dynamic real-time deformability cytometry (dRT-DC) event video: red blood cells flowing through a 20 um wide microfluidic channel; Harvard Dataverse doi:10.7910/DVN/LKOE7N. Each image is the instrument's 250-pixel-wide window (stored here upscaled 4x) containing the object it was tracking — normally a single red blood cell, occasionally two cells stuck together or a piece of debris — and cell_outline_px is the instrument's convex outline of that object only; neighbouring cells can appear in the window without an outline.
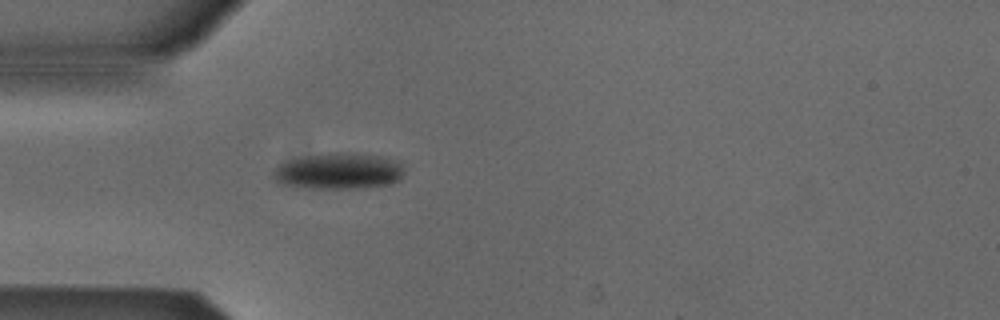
{"species": "Egyptian fruit bat (a non-hibernating species)", "species_latin": "Rousettus aegyptiacus", "temperature_condition": "cold", "stored_images_in_passage": 45, "camera_frame_rate_fps": 3000, "um_per_image_px": 0.085, "animal": {"sex": "male"}, "frame": {"image": 1, "passage_image": 7, "time_ms": 2.0, "image_size_px": [1000, 320], "cell_outline_px": [[404, 172], [400, 180], [392, 184], [356, 188], [308, 188], [276, 184], [272, 176], [272, 172], [284, 160], [328, 152], [340, 152], [380, 156], [400, 164]], "centroid_in_image_um": [28.7, 14.55], "position_along_channel_um": 56.3, "area_um2": 27.74}}
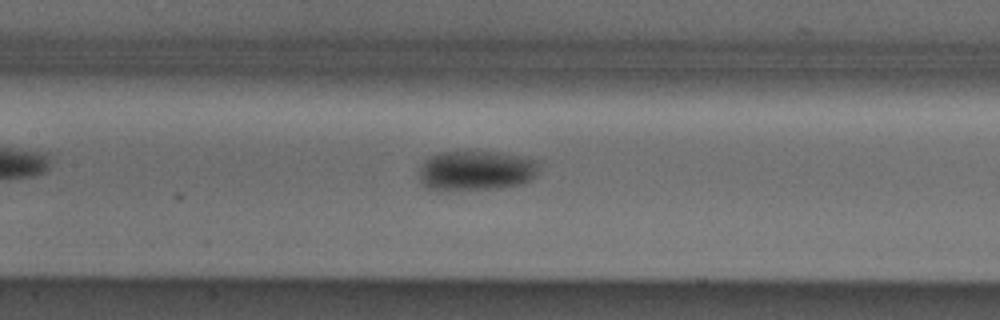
{"frame": {"image": 2, "passage_image": 16, "time_ms": 5.0, "image_size_px": [1000, 320], "cell_outline_px": [[536, 176], [532, 180], [524, 184], [496, 188], [436, 192], [428, 188], [420, 180], [420, 168], [424, 160], [440, 152], [500, 152], [520, 156], [536, 160]], "centroid_in_image_um": [40.44, 14.53], "position_along_channel_um": 167.0, "area_um2": 28.09}}
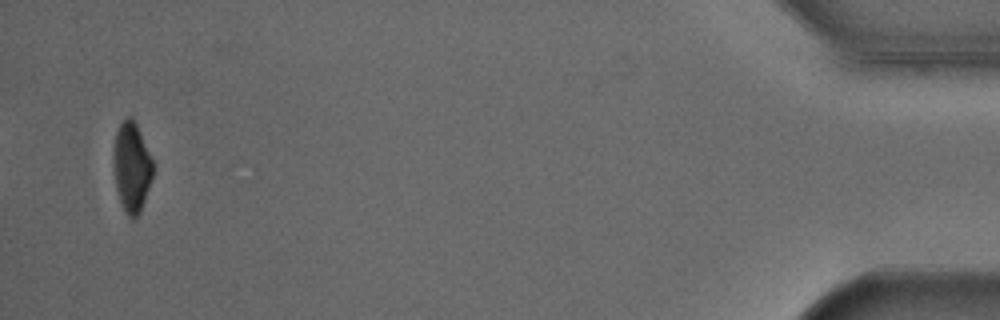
{"frame": {"image": 3, "passage_image": 43, "time_ms": 14.0, "image_size_px": [1000, 320], "cell_outline_px": [[152, 180], [140, 212], [132, 220], [124, 212], [116, 188], [112, 168], [112, 156], [116, 132], [120, 124], [128, 116], [132, 116], [136, 124], [152, 160]], "centroid_in_image_um": [11.16, 14.23], "position_along_channel_um": 424.0, "area_um2": 20.63}, "authors_computed_cell_mechanics": {"area_um2": 26.01, "velocity_mm_per_s": 3.85, "shape_relaxation_time_tau1_ms": 2.5824, "shape_relaxation_time_tau2_ms": null, "deformation_change_tau1": 0.1002, "deformation_change_tau2": null}}